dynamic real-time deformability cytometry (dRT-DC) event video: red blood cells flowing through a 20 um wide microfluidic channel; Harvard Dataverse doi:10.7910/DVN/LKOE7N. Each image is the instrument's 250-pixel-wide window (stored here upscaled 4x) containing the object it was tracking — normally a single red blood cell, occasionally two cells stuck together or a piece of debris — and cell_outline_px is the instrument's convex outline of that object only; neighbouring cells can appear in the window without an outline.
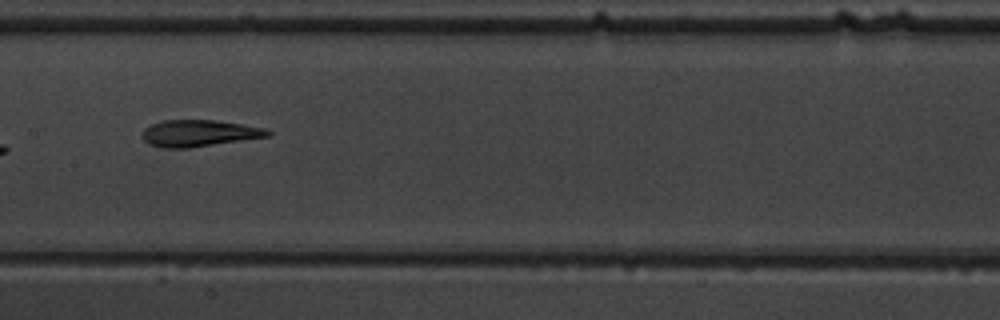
{"species": "common noctule bat (a hibernating species)", "species_latin": "Nyctalus noctula", "temperature_condition": "warm", "stored_images_in_passage": 11, "camera_frame_rate_fps": 3000, "um_per_image_px": 0.085, "animal": {"sex": "male", "body_mass_g": 19.5, "forearm_length_mm": 54.6}, "frame": {"image": 1, "passage_image": 8, "time_ms": 9.333, "image_size_px": [1000, 320], "cell_outline_px": [[272, 132], [268, 136], [188, 148], [160, 148], [148, 144], [144, 140], [144, 128], [152, 124], [164, 120], [212, 120], [268, 128]], "centroid_in_image_um": [16.91, 11.33], "position_along_channel_um": 190.5, "area_um2": 19.25}}
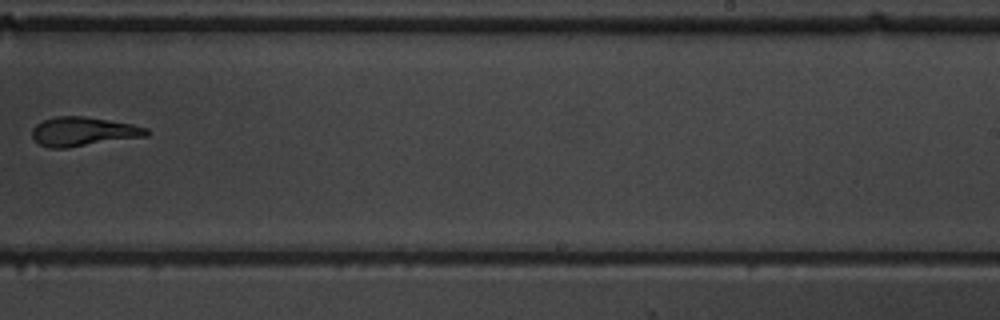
{"frame": {"image": 2, "passage_image": 10, "time_ms": 11.667, "image_size_px": [1000, 320], "cell_outline_px": [[148, 136], [64, 148], [48, 148], [40, 144], [32, 136], [32, 128], [36, 124], [44, 120], [56, 116], [84, 116], [132, 124], [148, 128]], "centroid_in_image_um": [7.07, 11.18], "position_along_channel_um": 281.9, "area_um2": 19.25}}
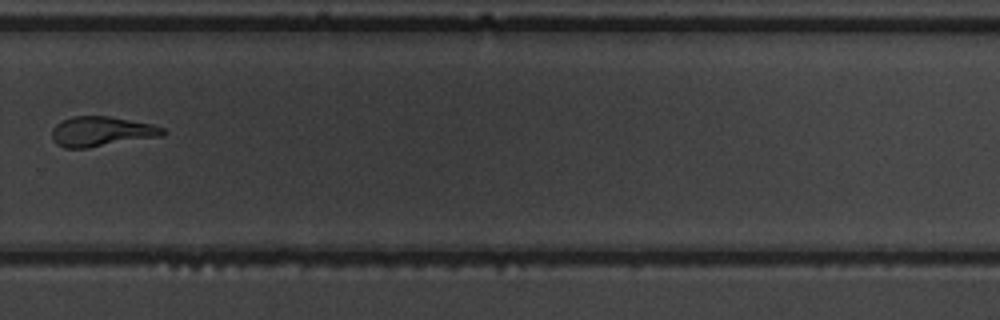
{"frame": {"image": 3, "passage_image": 11, "time_ms": 12.667, "image_size_px": [1000, 320], "cell_outline_px": [[168, 132], [164, 136], [88, 148], [64, 148], [56, 144], [52, 140], [52, 128], [56, 124], [72, 116], [108, 116], [152, 124], [164, 128]], "centroid_in_image_um": [8.64, 11.19], "position_along_channel_um": 321.2, "area_um2": 19.54}}